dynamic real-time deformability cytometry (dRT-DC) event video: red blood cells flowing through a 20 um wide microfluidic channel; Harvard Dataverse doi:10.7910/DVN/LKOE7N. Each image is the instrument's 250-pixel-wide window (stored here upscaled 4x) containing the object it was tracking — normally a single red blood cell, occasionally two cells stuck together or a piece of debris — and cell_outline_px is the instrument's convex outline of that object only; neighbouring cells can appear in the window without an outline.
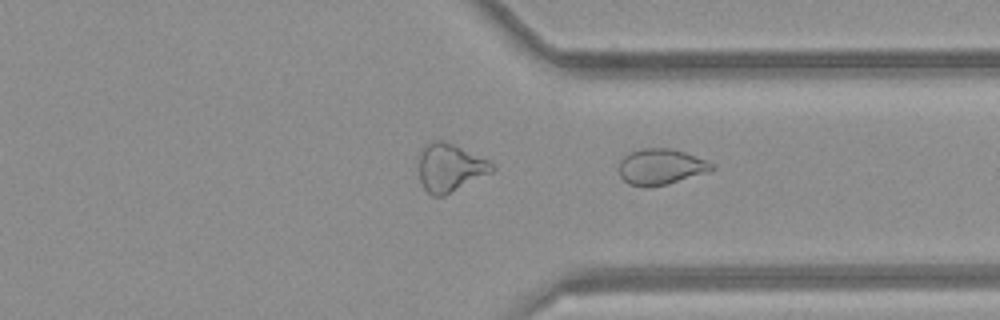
{"species": "common noctule bat (a hibernating species)", "species_latin": "Nyctalus noctula", "temperature_condition": "room temperature", "stored_images_in_passage": 29, "camera_frame_rate_fps": 3000, "um_per_image_px": 0.085, "animal": {"sex": "female", "body_mass_g": 21.9}, "frame": {"image": 1, "passage_image": 29, "time_ms": 9.333, "image_size_px": [1000, 320], "cell_outline_px": [[716, 168], [668, 184], [648, 188], [628, 184], [620, 176], [620, 160], [628, 152], [640, 148], [668, 148], [684, 152], [716, 164]], "centroid_in_image_um": [56.14, 14.17], "position_along_channel_um": 355.3, "area_um2": 19.36}}